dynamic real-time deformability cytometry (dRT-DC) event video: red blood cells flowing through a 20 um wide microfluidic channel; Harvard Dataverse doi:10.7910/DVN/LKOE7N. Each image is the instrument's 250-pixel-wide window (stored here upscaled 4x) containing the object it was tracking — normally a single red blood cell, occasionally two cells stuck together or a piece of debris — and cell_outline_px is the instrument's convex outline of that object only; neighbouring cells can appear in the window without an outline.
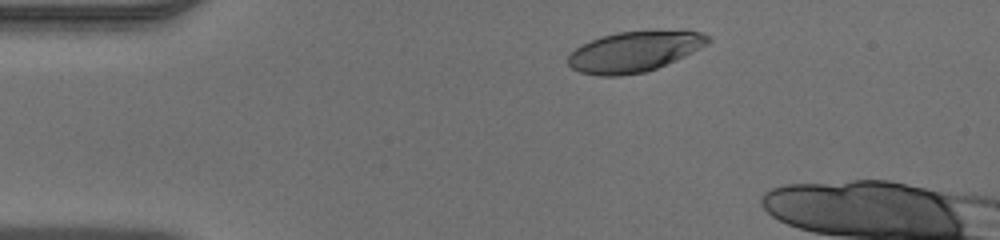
{"species": "human", "species_latin": "Homo sapiens", "temperature_condition": "warm", "stored_images_in_passage": 10, "camera_frame_rate_fps": 3000, "um_per_image_px": 0.085, "donor": {"sex": "male"}, "frame": {"image": 1, "passage_image": 4, "time_ms": 1.0, "image_size_px": [1000, 240], "cell_outline_px": [[712, 40], [708, 44], [676, 60], [656, 68], [644, 72], [620, 76], [600, 76], [580, 72], [572, 68], [568, 64], [568, 56], [576, 48], [600, 36], [616, 32], [684, 28], [688, 28], [700, 32], [708, 36]], "centroid_in_image_um": [53.99, 4.34], "position_along_channel_um": 31.0, "area_um2": 33.58}}